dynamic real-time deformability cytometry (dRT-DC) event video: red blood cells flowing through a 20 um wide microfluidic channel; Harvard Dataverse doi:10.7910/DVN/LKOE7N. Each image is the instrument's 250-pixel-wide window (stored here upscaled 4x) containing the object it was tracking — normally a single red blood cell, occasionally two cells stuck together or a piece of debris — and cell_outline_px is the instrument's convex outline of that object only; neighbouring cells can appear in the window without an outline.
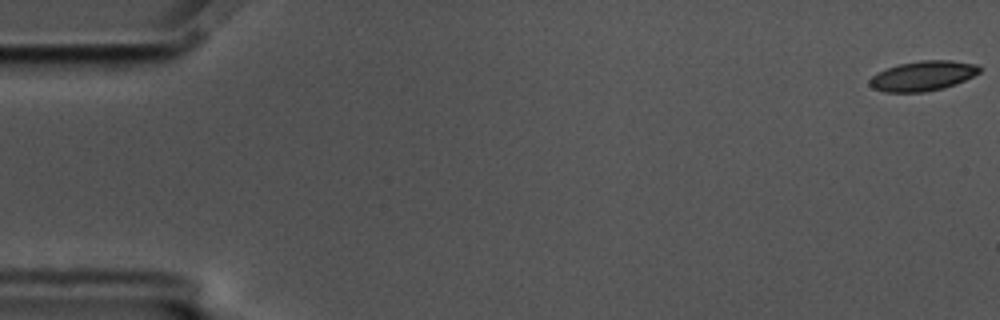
{"species": "common noctule bat (a hibernating species)", "species_latin": "Nyctalus noctula", "temperature_condition": "cold", "stored_images_in_passage": 59, "camera_frame_rate_fps": 3000, "um_per_image_px": 0.085, "animal": {"sex": "male", "body_mass_g": 17.5, "forearm_length_mm": 52.3}, "frame": {"image": 1, "passage_image": 1, "time_ms": 0.0, "image_size_px": [1000, 320], "cell_outline_px": [[980, 72], [956, 84], [944, 88], [924, 92], [884, 92], [872, 88], [868, 84], [868, 80], [872, 76], [888, 68], [900, 64], [920, 60], [952, 60], [976, 64], [980, 68]], "centroid_in_image_um": [78.43, 6.46], "position_along_channel_um": 6.6, "area_um2": 19.07}}
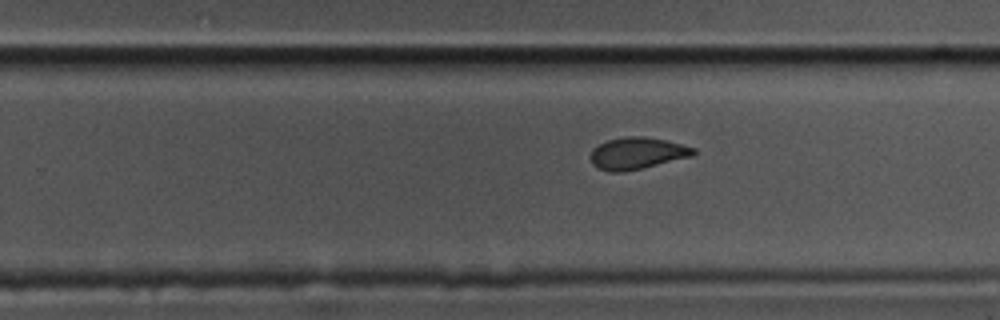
{"frame": {"image": 2, "passage_image": 37, "time_ms": 12.0, "image_size_px": [1000, 320], "cell_outline_px": [[696, 152], [692, 156], [624, 172], [608, 172], [596, 168], [592, 164], [592, 148], [608, 140], [628, 136], [644, 136], [668, 140], [696, 148]], "centroid_in_image_um": [54.16, 13.03], "position_along_channel_um": 275.6, "area_um2": 19.07}}
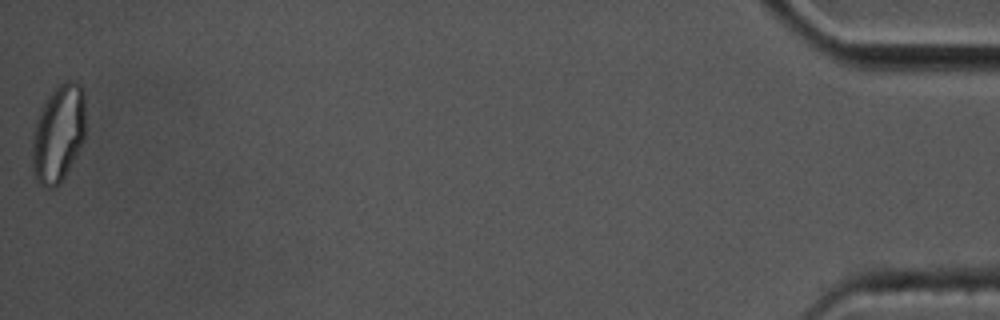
{"frame": {"image": 3, "passage_image": 59, "time_ms": 19.333, "image_size_px": [1000, 320], "cell_outline_px": [[84, 140], [76, 156], [60, 184], [56, 188], [44, 188], [36, 180], [32, 168], [32, 136], [36, 120], [40, 108], [44, 100], [64, 80], [76, 80], [80, 84], [84, 92]], "centroid_in_image_um": [4.95, 11.36], "position_along_channel_um": 430.3, "area_um2": 30.69}, "authors_computed_cell_mechanics": {"area_um2": 19.4786, "velocity_mm_per_s": 3.4384, "shape_relaxation_time_tau1_ms": 4.5205, "shape_relaxation_time_tau2_ms": 2.0528, "deformation_change_tau1": 0.1101, "deformation_change_tau2": 0.0663}}